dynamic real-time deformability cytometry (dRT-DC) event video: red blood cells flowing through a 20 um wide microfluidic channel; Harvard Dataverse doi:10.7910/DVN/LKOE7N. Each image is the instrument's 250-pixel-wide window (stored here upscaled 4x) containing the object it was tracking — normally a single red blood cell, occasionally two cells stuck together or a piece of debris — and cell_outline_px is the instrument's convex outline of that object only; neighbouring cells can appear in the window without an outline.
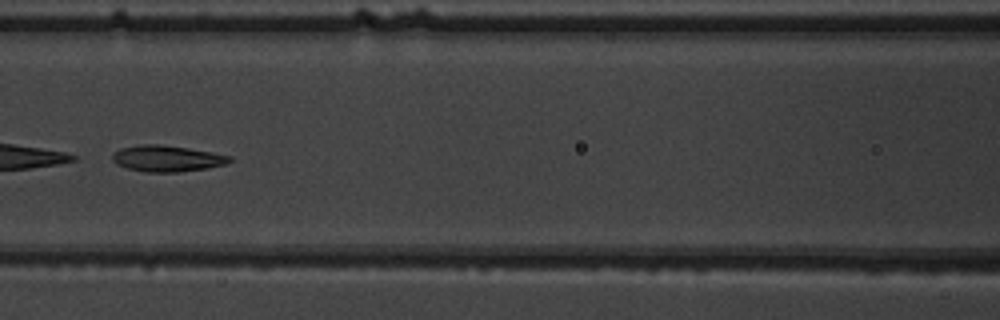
{"species": "common noctule bat (a hibernating species)", "species_latin": "Nyctalus noctula", "temperature_condition": "warm", "stored_images_in_passage": 9, "camera_frame_rate_fps": 3000, "um_per_image_px": 0.085, "animal": {"sex": "male", "body_mass_g": 19.5, "forearm_length_mm": 54.6}, "frame": {"image": 1, "passage_image": 8, "time_ms": 9.0, "image_size_px": [1000, 320], "cell_outline_px": [[232, 160], [228, 164], [208, 168], [180, 172], [148, 172], [128, 168], [116, 164], [112, 160], [112, 156], [120, 148], [140, 144], [160, 144], [188, 148], [212, 152], [232, 156]], "centroid_in_image_um": [14.23, 13.47], "position_along_channel_um": 152.4, "area_um2": 17.98}}
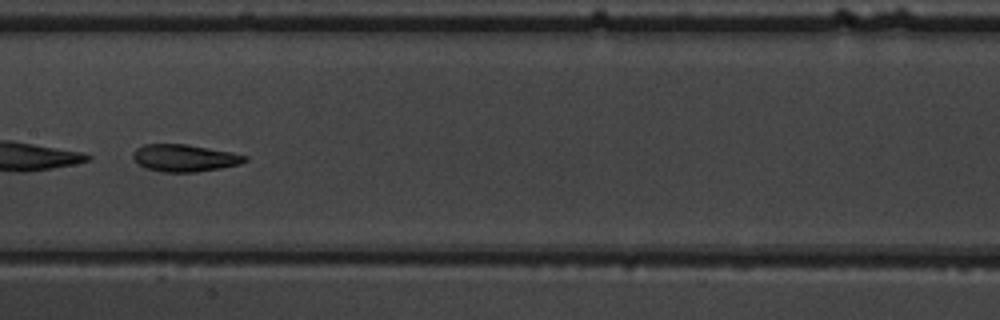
{"frame": {"image": 2, "passage_image": 9, "time_ms": 10.0, "image_size_px": [1000, 320], "cell_outline_px": [[248, 160], [240, 164], [220, 168], [196, 172], [160, 172], [144, 168], [132, 156], [132, 152], [136, 148], [144, 144], [188, 144], [232, 152], [248, 156]], "centroid_in_image_um": [15.69, 13.42], "position_along_channel_um": 191.7, "area_um2": 17.86}}